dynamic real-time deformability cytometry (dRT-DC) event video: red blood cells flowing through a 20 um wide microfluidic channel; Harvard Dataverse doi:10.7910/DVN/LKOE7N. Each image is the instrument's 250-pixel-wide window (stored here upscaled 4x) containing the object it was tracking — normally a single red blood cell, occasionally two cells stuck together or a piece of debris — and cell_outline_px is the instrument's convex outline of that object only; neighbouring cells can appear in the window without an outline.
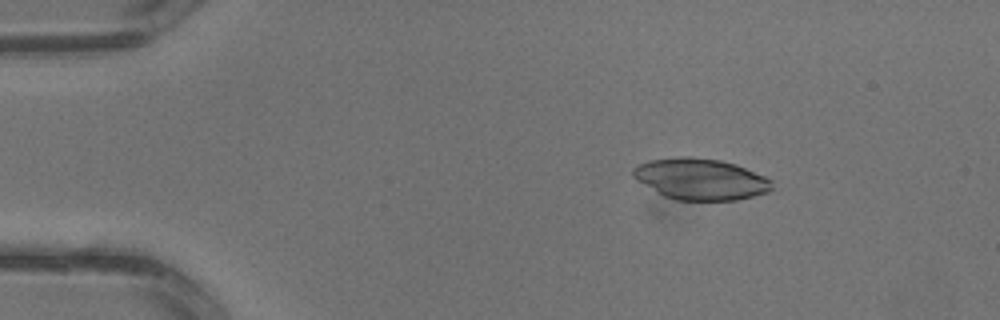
{"species": "common noctule bat (a hibernating species)", "species_latin": "Nyctalus noctula", "temperature_condition": "warm", "stored_images_in_passage": 2, "camera_frame_rate_fps": 3000, "um_per_image_px": 0.085, "animal": {"sex": "male", "body_mass_g": 13.3}, "frame": {"image": 1, "passage_image": 2, "time_ms": 0.333, "image_size_px": [1000, 320], "cell_outline_px": [[772, 188], [768, 192], [736, 200], [676, 200], [664, 196], [656, 192], [636, 180], [632, 176], [632, 168], [648, 160], [676, 156], [692, 156], [720, 160], [736, 164], [764, 176], [772, 180]], "centroid_in_image_um": [59.51, 15.21], "position_along_channel_um": 25.5, "area_um2": 33.58}}